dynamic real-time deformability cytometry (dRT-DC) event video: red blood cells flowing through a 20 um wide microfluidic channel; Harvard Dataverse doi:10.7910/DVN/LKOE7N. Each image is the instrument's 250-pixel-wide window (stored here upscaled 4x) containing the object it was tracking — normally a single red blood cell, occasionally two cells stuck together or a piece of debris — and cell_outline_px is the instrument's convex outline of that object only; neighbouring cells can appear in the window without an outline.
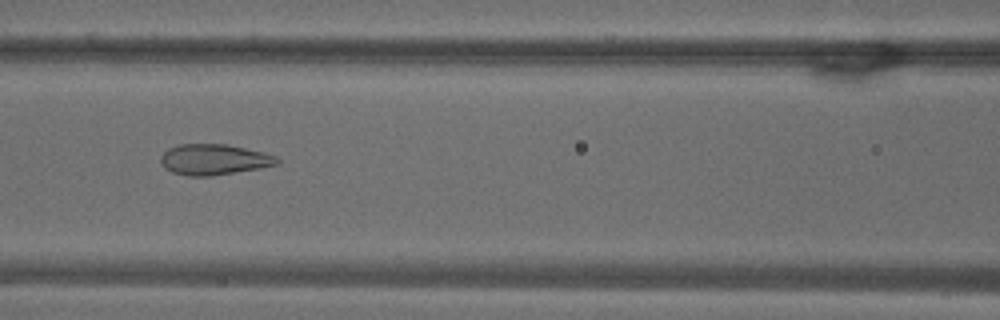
{"species": "common noctule bat (a hibernating species)", "species_latin": "Nyctalus noctula", "temperature_condition": "warm", "stored_images_in_passage": 53, "camera_frame_rate_fps": 3000, "um_per_image_px": 0.085, "animal": {"sex": "male", "body_mass_g": 18.8}, "frame": {"image": 1, "passage_image": 23, "time_ms": 7.333, "image_size_px": [1000, 320], "cell_outline_px": [[280, 164], [260, 168], [212, 176], [188, 176], [172, 172], [164, 168], [160, 160], [160, 156], [168, 148], [180, 144], [224, 144], [244, 148], [276, 156], [280, 160]], "centroid_in_image_um": [18.16, 13.57], "position_along_channel_um": 148.4, "area_um2": 20.81}}
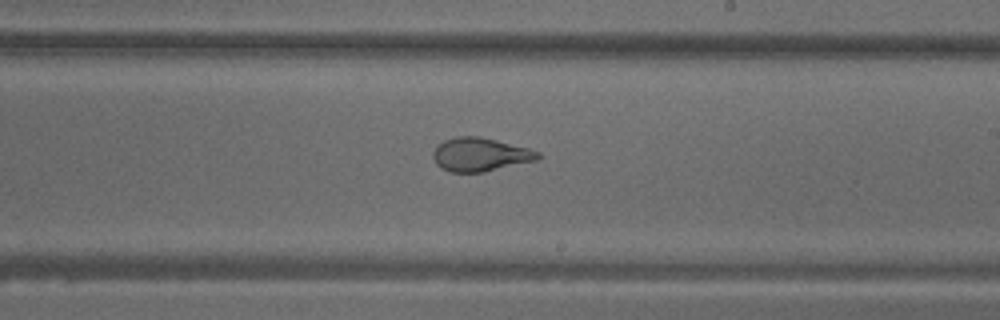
{"frame": {"image": 2, "passage_image": 31, "time_ms": 10.0, "image_size_px": [1000, 320], "cell_outline_px": [[544, 156], [540, 160], [484, 172], [448, 172], [440, 168], [436, 164], [432, 156], [432, 152], [444, 140], [456, 136], [480, 136], [528, 148], [540, 152]], "centroid_in_image_um": [40.86, 13.15], "position_along_channel_um": 248.1, "area_um2": 20.81}}
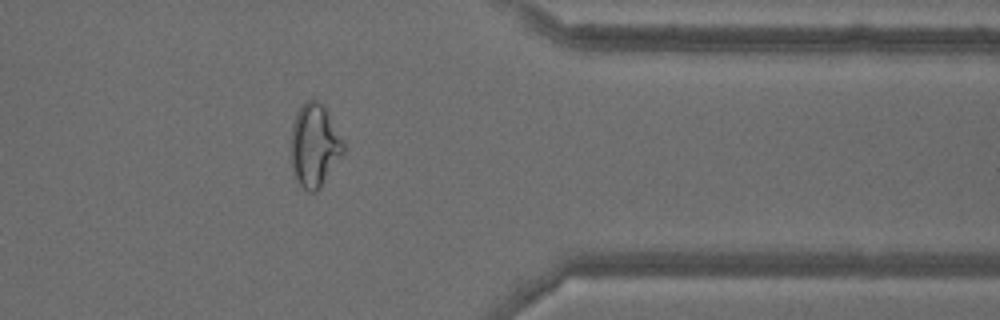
{"frame": {"image": 3, "passage_image": 43, "time_ms": 14.0, "image_size_px": [1000, 320], "cell_outline_px": [[344, 152], [320, 188], [316, 192], [308, 192], [296, 180], [292, 172], [292, 124], [296, 112], [308, 100], [316, 100], [324, 108], [344, 144]], "centroid_in_image_um": [26.71, 12.41], "position_along_channel_um": 384.7, "area_um2": 24.68}, "authors_computed_cell_mechanics": {"area_um2": 25.2008, "velocity_mm_per_s": 3.7485, "shape_relaxation_time_tau1_ms": null, "shape_relaxation_time_tau2_ms": 1.0498, "deformation_change_tau1": null, "deformation_change_tau2": 0.0909}}